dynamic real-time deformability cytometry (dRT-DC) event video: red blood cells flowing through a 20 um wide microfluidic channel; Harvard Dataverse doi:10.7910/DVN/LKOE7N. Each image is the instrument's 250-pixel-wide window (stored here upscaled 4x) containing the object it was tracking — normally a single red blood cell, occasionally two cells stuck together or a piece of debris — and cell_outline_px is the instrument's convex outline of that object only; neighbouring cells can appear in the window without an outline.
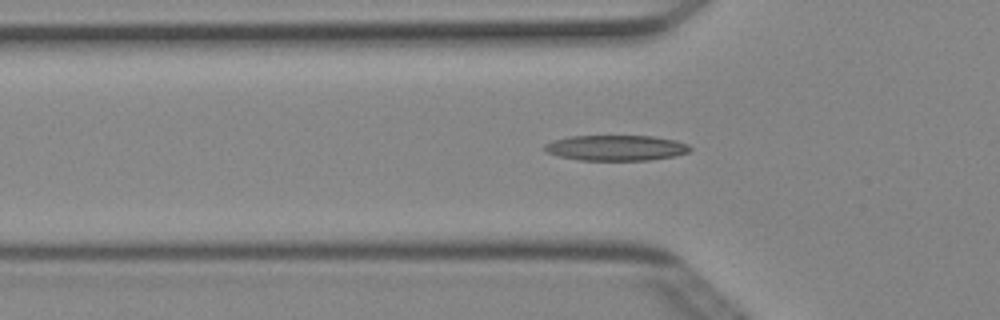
{"species": "Egyptian fruit bat (a non-hibernating species)", "species_latin": "Rousettus aegyptiacus", "temperature_condition": "cold", "stored_images_in_passage": 41, "camera_frame_rate_fps": 3000, "um_per_image_px": 0.085, "animal": {"sex": "female"}, "frame": {"image": 1, "passage_image": 16, "time_ms": 5.0, "image_size_px": [1000, 320], "cell_outline_px": [[692, 148], [688, 152], [672, 156], [648, 160], [580, 160], [560, 156], [548, 152], [544, 148], [544, 144], [552, 140], [568, 136], [652, 136], [676, 140], [688, 144]], "centroid_in_image_um": [52.35, 12.56], "position_along_channel_um": 73.4, "area_um2": 21.5}}
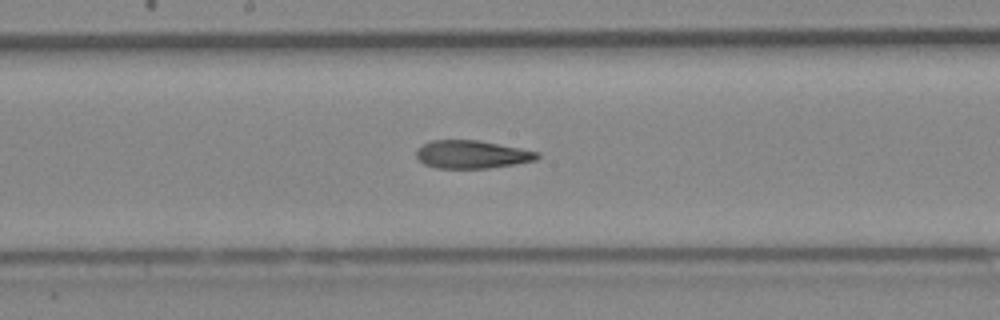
{"frame": {"image": 2, "passage_image": 26, "time_ms": 8.333, "image_size_px": [1000, 320], "cell_outline_px": [[540, 156], [536, 160], [488, 168], [436, 168], [424, 164], [416, 156], [416, 148], [432, 140], [480, 140], [540, 152]], "centroid_in_image_um": [40.1, 13.12], "position_along_channel_um": 208.1, "area_um2": 19.71}}
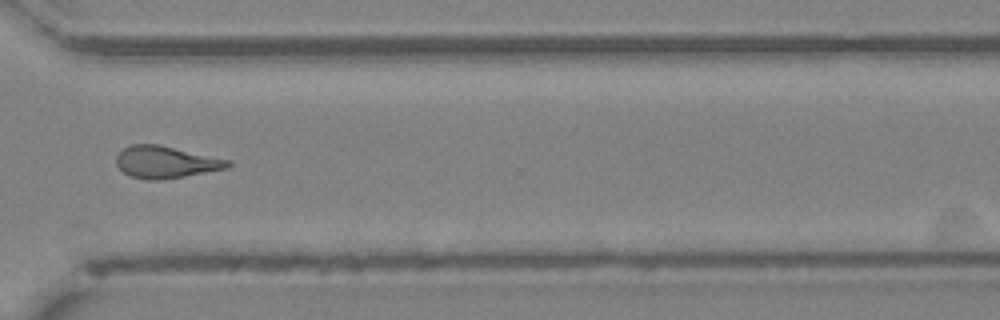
{"frame": {"image": 3, "passage_image": 37, "time_ms": 12.0, "image_size_px": [1000, 320], "cell_outline_px": [[232, 164], [228, 168], [184, 176], [160, 180], [148, 180], [128, 176], [116, 164], [116, 156], [124, 148], [132, 144], [160, 144], [232, 160]], "centroid_in_image_um": [14.11, 13.77], "position_along_channel_um": 356.5, "area_um2": 20.98}}